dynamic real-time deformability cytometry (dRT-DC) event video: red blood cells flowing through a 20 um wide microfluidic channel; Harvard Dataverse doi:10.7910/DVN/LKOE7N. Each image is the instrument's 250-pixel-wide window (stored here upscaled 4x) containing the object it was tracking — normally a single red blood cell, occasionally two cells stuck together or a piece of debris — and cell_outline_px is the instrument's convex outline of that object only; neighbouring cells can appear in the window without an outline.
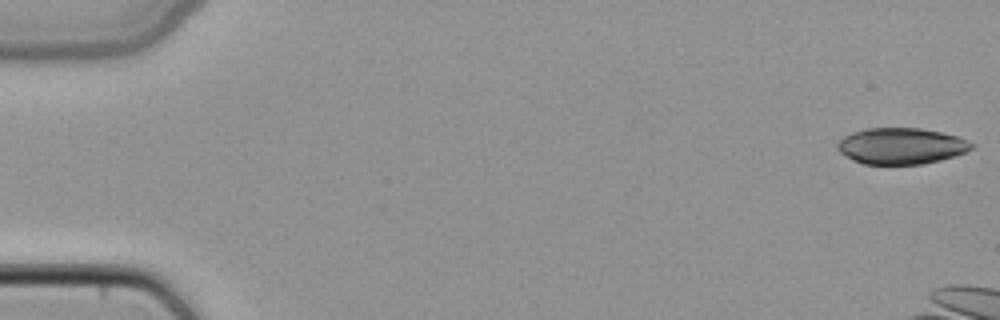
{"species": "common noctule bat (a hibernating species)", "species_latin": "Nyctalus noctula", "temperature_condition": "cold", "stored_images_in_passage": 11, "camera_frame_rate_fps": 3000, "um_per_image_px": 0.085, "animal": {"sex": "female", "body_mass_g": 22.7, "forearm_length_mm": 54.2}, "frame": {"image": 1, "passage_image": 1, "time_ms": 0.0, "image_size_px": [1000, 320], "cell_outline_px": [[976, 144], [968, 152], [956, 156], [924, 164], [864, 164], [852, 160], [840, 152], [836, 148], [836, 144], [844, 136], [852, 132], [868, 128], [920, 128], [940, 132], [956, 136]], "centroid_in_image_um": [76.61, 12.41], "position_along_channel_um": 8.4, "area_um2": 28.44}}